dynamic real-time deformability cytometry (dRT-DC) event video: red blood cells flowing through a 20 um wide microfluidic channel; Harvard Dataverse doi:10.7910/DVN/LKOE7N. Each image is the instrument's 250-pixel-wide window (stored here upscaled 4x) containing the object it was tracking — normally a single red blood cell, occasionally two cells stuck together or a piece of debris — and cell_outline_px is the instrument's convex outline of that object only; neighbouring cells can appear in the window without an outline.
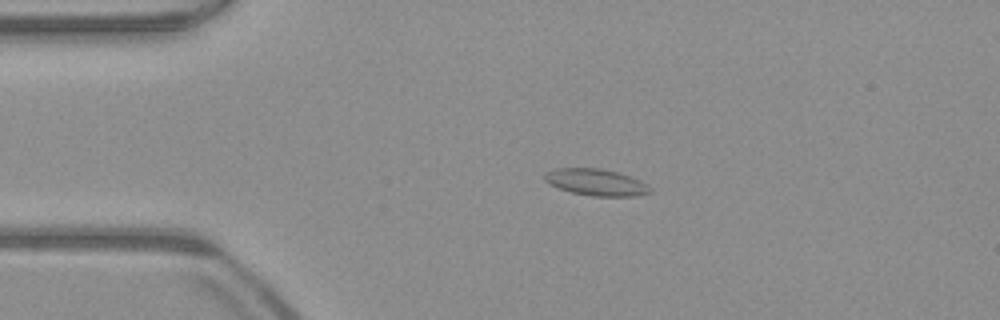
{"species": "common noctule bat (a hibernating species)", "species_latin": "Nyctalus noctula", "temperature_condition": "warm", "stored_images_in_passage": 44, "camera_frame_rate_fps": 3000, "um_per_image_px": 0.085, "animal": {"sex": "male", "body_mass_g": 23.1, "forearm_length_mm": 52.7}, "frame": {"image": 1, "passage_image": 3, "time_ms": 0.667, "image_size_px": [1000, 320], "cell_outline_px": [[652, 192], [636, 196], [592, 196], [572, 192], [560, 188], [544, 180], [544, 172], [556, 168], [600, 168], [632, 176], [640, 180], [652, 188]], "centroid_in_image_um": [50.7, 15.49], "position_along_channel_um": 34.3, "area_um2": 16.36}}
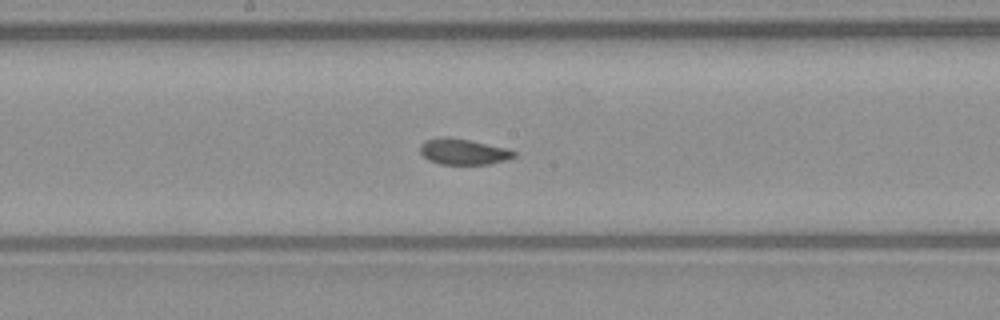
{"frame": {"image": 2, "passage_image": 19, "time_ms": 6.0, "image_size_px": [1000, 320], "cell_outline_px": [[516, 156], [492, 164], [440, 164], [428, 160], [420, 152], [420, 144], [424, 140], [440, 136], [444, 136], [468, 140], [508, 148], [516, 152]], "centroid_in_image_um": [39.36, 12.89], "position_along_channel_um": 208.8, "area_um2": 14.22}}
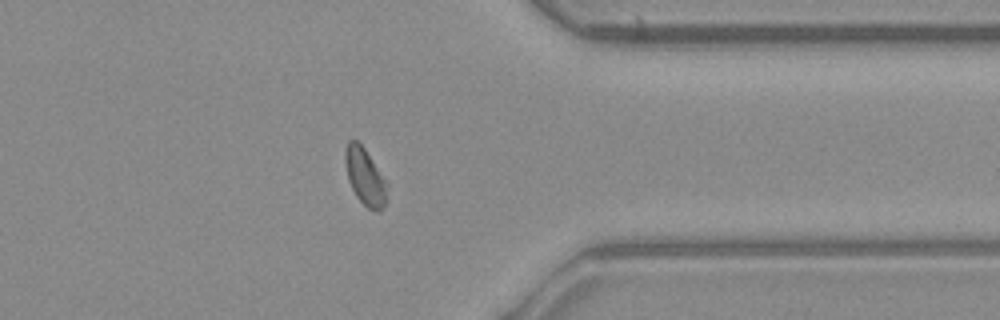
{"frame": {"image": 3, "passage_image": 33, "time_ms": 10.667, "image_size_px": [1000, 320], "cell_outline_px": [[388, 184], [384, 204], [380, 212], [376, 212], [368, 208], [356, 196], [348, 180], [344, 160], [344, 152], [348, 140], [356, 140], [364, 148]], "centroid_in_image_um": [31.01, 15.02], "position_along_channel_um": 380.4, "area_um2": 13.76}, "authors_computed_cell_mechanics": {"area_um2": 14.6812, "velocity_mm_per_s": 3.9278, "shape_relaxation_time_tau1_ms": null, "shape_relaxation_time_tau2_ms": 0.9502, "deformation_change_tau1": null, "deformation_change_tau2": 0.0494}}